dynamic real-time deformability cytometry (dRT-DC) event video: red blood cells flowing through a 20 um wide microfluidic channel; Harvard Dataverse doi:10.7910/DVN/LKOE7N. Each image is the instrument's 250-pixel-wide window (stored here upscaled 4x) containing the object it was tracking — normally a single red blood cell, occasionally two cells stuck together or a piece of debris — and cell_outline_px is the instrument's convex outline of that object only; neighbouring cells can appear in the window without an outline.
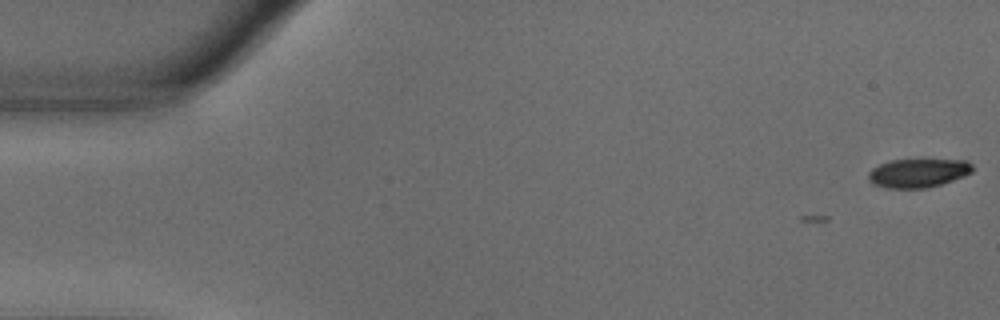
{"species": "common noctule bat (a hibernating species)", "species_latin": "Nyctalus noctula", "temperature_condition": "warm", "stored_images_in_passage": 2, "camera_frame_rate_fps": 3000, "um_per_image_px": 0.085, "animal": {"sex": "male", "body_mass_g": 18.8}, "frame": {"image": 1, "passage_image": 2, "time_ms": 0.333, "image_size_px": [1000, 320], "cell_outline_px": [[972, 172], [964, 176], [940, 184], [924, 188], [888, 188], [872, 184], [868, 180], [868, 172], [872, 168], [880, 164], [892, 160], [968, 160], [972, 164]], "centroid_in_image_um": [78.01, 14.7], "position_along_channel_um": 7.0, "area_um2": 17.34}}